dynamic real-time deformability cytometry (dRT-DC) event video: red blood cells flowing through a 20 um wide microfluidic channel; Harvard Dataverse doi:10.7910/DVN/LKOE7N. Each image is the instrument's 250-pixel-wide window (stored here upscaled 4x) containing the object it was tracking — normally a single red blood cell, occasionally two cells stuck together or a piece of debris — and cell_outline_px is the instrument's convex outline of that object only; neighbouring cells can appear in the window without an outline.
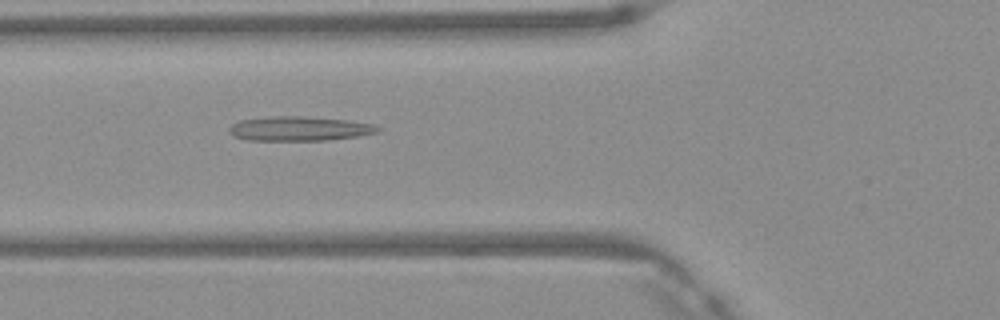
{"species": "Egyptian fruit bat (a non-hibernating species)", "species_latin": "Rousettus aegyptiacus", "temperature_condition": "warm", "stored_images_in_passage": 37, "camera_frame_rate_fps": 3000, "um_per_image_px": 0.085, "frame": {"image": 1, "passage_image": 7, "time_ms": 2.0, "image_size_px": [1000, 320], "cell_outline_px": [[384, 128], [380, 132], [360, 136], [328, 140], [248, 140], [232, 136], [228, 132], [228, 128], [232, 124], [240, 120], [268, 116], [304, 116], [348, 120], [372, 124]], "centroid_in_image_um": [25.46, 10.93], "position_along_channel_um": 100.3, "area_um2": 21.44}}
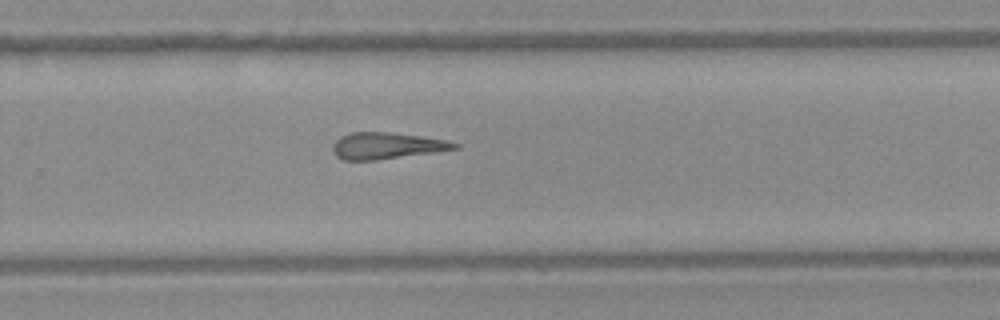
{"frame": {"image": 2, "passage_image": 21, "time_ms": 6.667, "image_size_px": [1000, 320], "cell_outline_px": [[460, 148], [432, 152], [372, 160], [344, 160], [336, 156], [332, 152], [332, 144], [340, 136], [352, 132], [388, 132], [444, 140], [460, 144]], "centroid_in_image_um": [32.79, 12.38], "position_along_channel_um": 297.0, "area_um2": 18.44}}
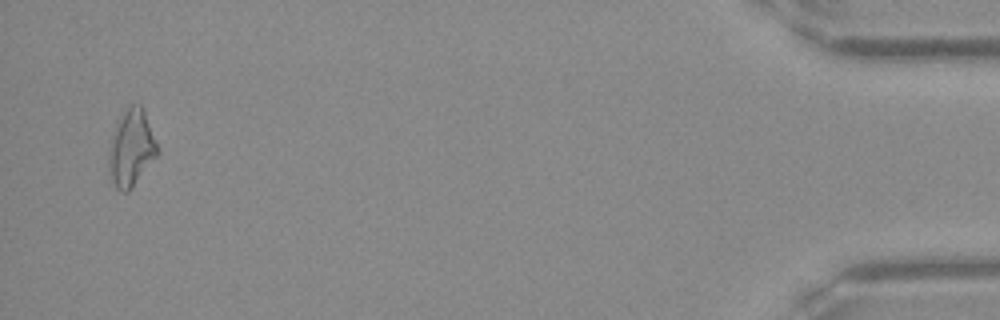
{"frame": {"image": 3, "passage_image": 36, "time_ms": 11.667, "image_size_px": [1000, 320], "cell_outline_px": [[160, 152], [132, 188], [128, 192], [120, 192], [116, 188], [112, 180], [108, 168], [108, 148], [116, 120], [128, 104], [140, 104], [144, 108]], "centroid_in_image_um": [11.14, 12.55], "position_along_channel_um": 424.1, "area_um2": 22.25}, "authors_computed_cell_mechanics": {"area_um2": 19.4786, "velocity_mm_per_s": 4.208, "shape_relaxation_time_tau1_ms": null, "shape_relaxation_time_tau2_ms": 4.7714, "deformation_change_tau1": null, "deformation_change_tau2": 0.2131}}